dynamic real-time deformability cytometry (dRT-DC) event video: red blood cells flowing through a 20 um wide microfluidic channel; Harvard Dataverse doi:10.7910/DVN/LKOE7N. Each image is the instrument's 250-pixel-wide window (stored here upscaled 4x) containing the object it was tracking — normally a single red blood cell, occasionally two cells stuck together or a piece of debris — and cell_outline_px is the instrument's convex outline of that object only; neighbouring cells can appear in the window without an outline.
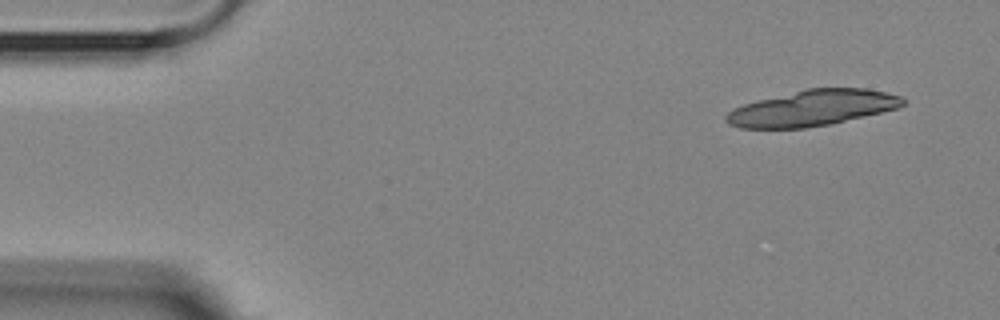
{"species": "Egyptian fruit bat (a non-hibernating species)", "species_latin": "Rousettus aegyptiacus", "temperature_condition": "room temperature", "stored_images_in_passage": 4, "camera_frame_rate_fps": 3000, "um_per_image_px": 0.085, "animal": {"sex": "female"}, "frame": {"image": 1, "passage_image": 1, "time_ms": 0.0, "image_size_px": [1000, 320], "cell_outline_px": [[904, 104], [896, 108], [880, 112], [828, 124], [804, 128], [740, 128], [728, 124], [724, 120], [724, 116], [728, 112], [744, 104], [756, 100], [808, 88], [864, 88], [884, 92], [900, 96], [904, 100]], "centroid_in_image_um": [68.99, 9.18], "position_along_channel_um": 16.0, "area_um2": 36.41}}
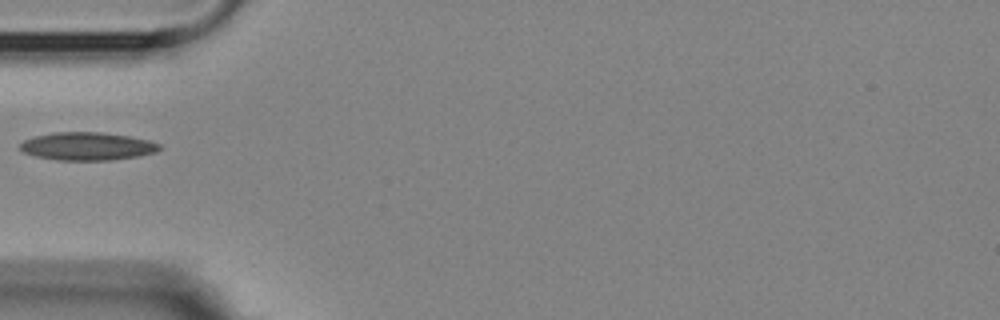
{"frame": {"image": 2, "passage_image": 4, "time_ms": 4.667, "image_size_px": [1000, 320], "cell_outline_px": [[160, 148], [156, 152], [140, 156], [112, 160], [56, 160], [36, 156], [24, 152], [20, 148], [20, 144], [24, 140], [36, 136], [52, 132], [104, 132], [128, 136], [148, 140], [160, 144]], "centroid_in_image_um": [7.43, 12.43], "position_along_channel_um": 77.6, "area_um2": 22.72}}